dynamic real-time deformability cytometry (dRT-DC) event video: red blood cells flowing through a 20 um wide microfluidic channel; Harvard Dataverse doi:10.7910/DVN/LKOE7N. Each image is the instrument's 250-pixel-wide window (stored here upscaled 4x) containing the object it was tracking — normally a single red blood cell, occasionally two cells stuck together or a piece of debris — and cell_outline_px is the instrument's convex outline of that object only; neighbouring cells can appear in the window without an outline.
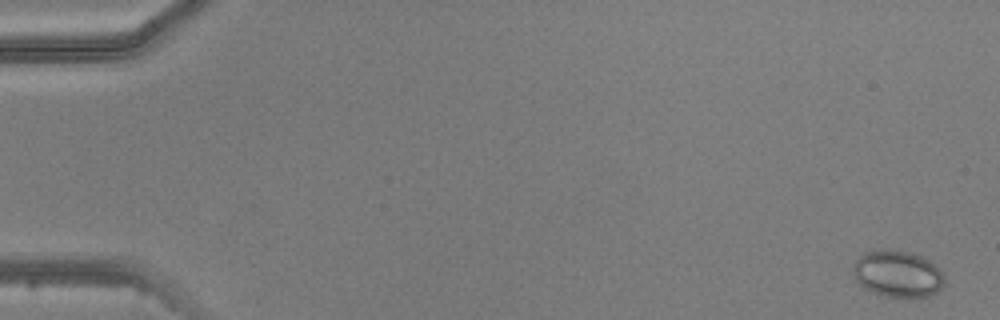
{"species": "common noctule bat (a hibernating species)", "species_latin": "Nyctalus noctula", "temperature_condition": "warm", "stored_images_in_passage": 5, "camera_frame_rate_fps": 3000, "um_per_image_px": 0.085, "animal": {"sex": "male", "body_mass_g": 20.5, "forearm_length_mm": 52.5}, "frame": {"image": 1, "passage_image": 1, "time_ms": 0.0, "image_size_px": [1000, 320], "cell_outline_px": [[944, 284], [936, 292], [928, 296], [888, 296], [872, 292], [856, 284], [852, 268], [856, 260], [864, 252], [912, 252], [928, 260], [940, 268], [944, 276]], "centroid_in_image_um": [76.29, 23.3], "position_along_channel_um": 8.7, "area_um2": 24.28}}